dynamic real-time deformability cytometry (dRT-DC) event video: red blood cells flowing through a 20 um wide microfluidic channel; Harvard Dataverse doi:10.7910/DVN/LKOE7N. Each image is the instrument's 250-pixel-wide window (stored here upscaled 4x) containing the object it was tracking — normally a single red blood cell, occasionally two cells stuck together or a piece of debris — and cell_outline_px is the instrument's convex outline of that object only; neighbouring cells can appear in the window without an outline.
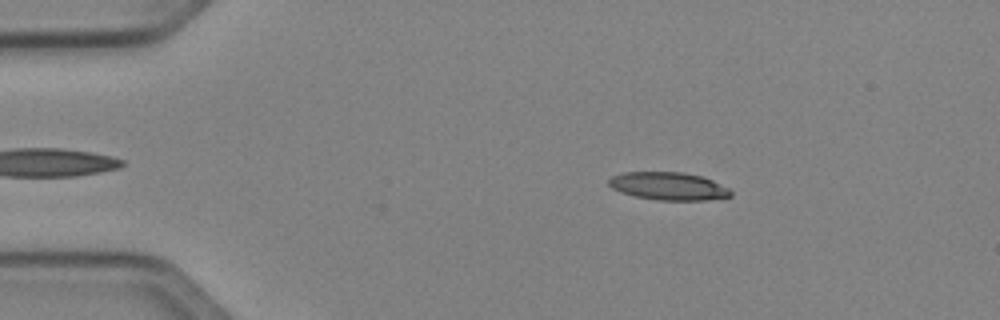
{"species": "Egyptian fruit bat (a non-hibernating species)", "species_latin": "Rousettus aegyptiacus", "temperature_condition": "cold", "stored_images_in_passage": 49, "camera_frame_rate_fps": 3000, "um_per_image_px": 0.085, "animal": {"sex": "female"}, "frame": {"image": 1, "passage_image": 8, "time_ms": 2.333, "image_size_px": [1000, 320], "cell_outline_px": [[732, 196], [704, 200], [656, 200], [636, 196], [620, 192], [612, 188], [608, 184], [608, 180], [612, 176], [624, 172], [684, 172], [704, 176], [728, 188], [732, 192]], "centroid_in_image_um": [56.82, 15.81], "position_along_channel_um": 28.2, "area_um2": 19.83}}
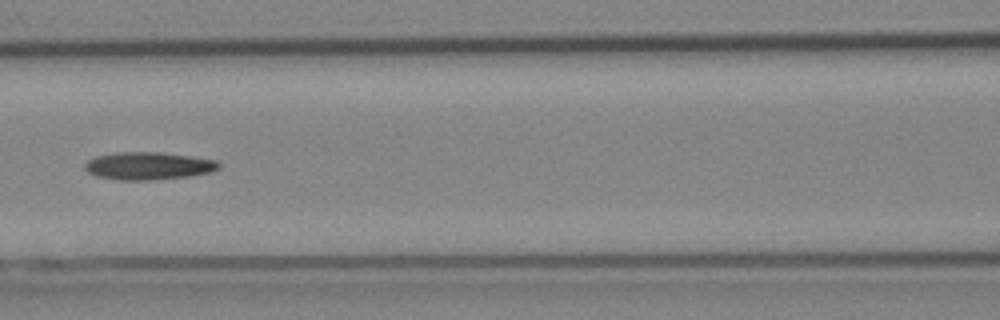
{"frame": {"image": 2, "passage_image": 22, "time_ms": 7.0, "image_size_px": [1000, 320], "cell_outline_px": [[220, 168], [212, 172], [188, 176], [144, 180], [116, 180], [96, 176], [88, 172], [84, 168], [84, 164], [88, 160], [96, 156], [116, 152], [160, 152], [216, 160], [220, 164]], "centroid_in_image_um": [12.58, 14.1], "position_along_channel_um": 154.0, "area_um2": 21.5}}
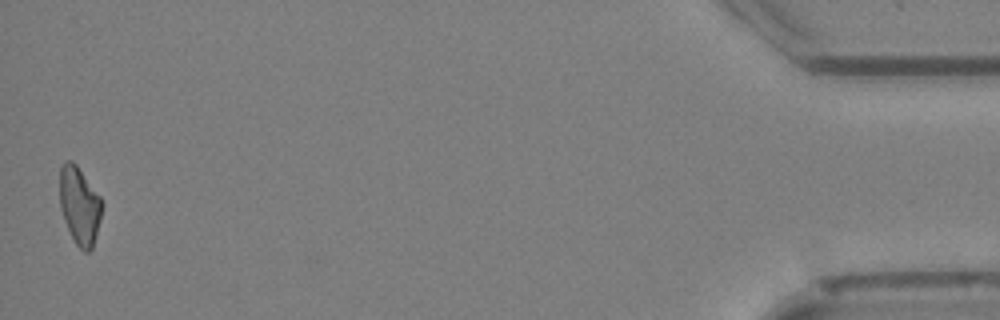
{"frame": {"image": 3, "passage_image": 49, "time_ms": 16.0, "image_size_px": [1000, 320], "cell_outline_px": [[100, 220], [96, 236], [92, 248], [88, 252], [84, 252], [76, 244], [64, 220], [60, 208], [60, 168], [64, 160], [72, 160], [76, 164], [100, 196]], "centroid_in_image_um": [6.74, 17.45], "position_along_channel_um": 428.5, "area_um2": 18.84}}